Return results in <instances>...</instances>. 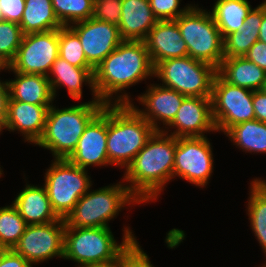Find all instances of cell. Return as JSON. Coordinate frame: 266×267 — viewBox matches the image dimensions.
Listing matches in <instances>:
<instances>
[{"mask_svg":"<svg viewBox=\"0 0 266 267\" xmlns=\"http://www.w3.org/2000/svg\"><path fill=\"white\" fill-rule=\"evenodd\" d=\"M93 74L100 101L105 105H123L134 103L124 89L154 78V67L144 41L123 40L94 68Z\"/></svg>","mask_w":266,"mask_h":267,"instance_id":"obj_1","label":"cell"},{"mask_svg":"<svg viewBox=\"0 0 266 267\" xmlns=\"http://www.w3.org/2000/svg\"><path fill=\"white\" fill-rule=\"evenodd\" d=\"M175 150L176 137L155 131L125 169L121 181L142 204L156 201L173 179Z\"/></svg>","mask_w":266,"mask_h":267,"instance_id":"obj_2","label":"cell"},{"mask_svg":"<svg viewBox=\"0 0 266 267\" xmlns=\"http://www.w3.org/2000/svg\"><path fill=\"white\" fill-rule=\"evenodd\" d=\"M123 229L122 242L117 243L110 227L65 228L63 259L76 262L78 267L118 262L139 244L130 227Z\"/></svg>","mask_w":266,"mask_h":267,"instance_id":"obj_3","label":"cell"},{"mask_svg":"<svg viewBox=\"0 0 266 267\" xmlns=\"http://www.w3.org/2000/svg\"><path fill=\"white\" fill-rule=\"evenodd\" d=\"M156 130L130 104L107 105V156L127 168Z\"/></svg>","mask_w":266,"mask_h":267,"instance_id":"obj_4","label":"cell"},{"mask_svg":"<svg viewBox=\"0 0 266 267\" xmlns=\"http://www.w3.org/2000/svg\"><path fill=\"white\" fill-rule=\"evenodd\" d=\"M105 106L101 101H88L62 109L49 107L42 137L35 144L48 149L54 159H67L75 150L89 122Z\"/></svg>","mask_w":266,"mask_h":267,"instance_id":"obj_5","label":"cell"},{"mask_svg":"<svg viewBox=\"0 0 266 267\" xmlns=\"http://www.w3.org/2000/svg\"><path fill=\"white\" fill-rule=\"evenodd\" d=\"M90 189L64 218L65 228L110 227L108 222L127 205L132 207L134 204H142L124 181L92 191Z\"/></svg>","mask_w":266,"mask_h":267,"instance_id":"obj_6","label":"cell"},{"mask_svg":"<svg viewBox=\"0 0 266 267\" xmlns=\"http://www.w3.org/2000/svg\"><path fill=\"white\" fill-rule=\"evenodd\" d=\"M192 5L175 21L193 59L220 66L224 59V40L210 11Z\"/></svg>","mask_w":266,"mask_h":267,"instance_id":"obj_7","label":"cell"},{"mask_svg":"<svg viewBox=\"0 0 266 267\" xmlns=\"http://www.w3.org/2000/svg\"><path fill=\"white\" fill-rule=\"evenodd\" d=\"M217 68L190 56L170 58L154 67V78L184 96L211 97Z\"/></svg>","mask_w":266,"mask_h":267,"instance_id":"obj_8","label":"cell"},{"mask_svg":"<svg viewBox=\"0 0 266 267\" xmlns=\"http://www.w3.org/2000/svg\"><path fill=\"white\" fill-rule=\"evenodd\" d=\"M46 170L43 185L53 210L64 219L92 187V180L88 170L72 164L67 159H53Z\"/></svg>","mask_w":266,"mask_h":267,"instance_id":"obj_9","label":"cell"},{"mask_svg":"<svg viewBox=\"0 0 266 267\" xmlns=\"http://www.w3.org/2000/svg\"><path fill=\"white\" fill-rule=\"evenodd\" d=\"M211 107L216 131L224 134L236 124L255 119L253 91L231 85L218 74L213 81Z\"/></svg>","mask_w":266,"mask_h":267,"instance_id":"obj_10","label":"cell"},{"mask_svg":"<svg viewBox=\"0 0 266 267\" xmlns=\"http://www.w3.org/2000/svg\"><path fill=\"white\" fill-rule=\"evenodd\" d=\"M212 150L207 136L176 138L173 178L177 176L199 188H206L214 170Z\"/></svg>","mask_w":266,"mask_h":267,"instance_id":"obj_11","label":"cell"},{"mask_svg":"<svg viewBox=\"0 0 266 267\" xmlns=\"http://www.w3.org/2000/svg\"><path fill=\"white\" fill-rule=\"evenodd\" d=\"M65 220L27 225L13 250L28 262L38 265L53 257L63 259Z\"/></svg>","mask_w":266,"mask_h":267,"instance_id":"obj_12","label":"cell"},{"mask_svg":"<svg viewBox=\"0 0 266 267\" xmlns=\"http://www.w3.org/2000/svg\"><path fill=\"white\" fill-rule=\"evenodd\" d=\"M58 48V29L25 34L15 59L8 66L14 72L47 77L59 56Z\"/></svg>","mask_w":266,"mask_h":267,"instance_id":"obj_13","label":"cell"},{"mask_svg":"<svg viewBox=\"0 0 266 267\" xmlns=\"http://www.w3.org/2000/svg\"><path fill=\"white\" fill-rule=\"evenodd\" d=\"M78 37L87 62L96 68L123 41L118 26L91 17L68 26Z\"/></svg>","mask_w":266,"mask_h":267,"instance_id":"obj_14","label":"cell"},{"mask_svg":"<svg viewBox=\"0 0 266 267\" xmlns=\"http://www.w3.org/2000/svg\"><path fill=\"white\" fill-rule=\"evenodd\" d=\"M67 160L85 170L92 165H111L107 156V105L86 126Z\"/></svg>","mask_w":266,"mask_h":267,"instance_id":"obj_15","label":"cell"},{"mask_svg":"<svg viewBox=\"0 0 266 267\" xmlns=\"http://www.w3.org/2000/svg\"><path fill=\"white\" fill-rule=\"evenodd\" d=\"M213 131L217 132L212 118L211 97L191 96L184 98L173 121L163 130L176 138L204 137V133Z\"/></svg>","mask_w":266,"mask_h":267,"instance_id":"obj_16","label":"cell"},{"mask_svg":"<svg viewBox=\"0 0 266 267\" xmlns=\"http://www.w3.org/2000/svg\"><path fill=\"white\" fill-rule=\"evenodd\" d=\"M148 88V89H147ZM145 93L138 95L136 100L144 109L130 105L144 117L156 131H163L174 119L186 96L160 84H149ZM159 121V122H158ZM163 123V128L159 127ZM159 124V125H158Z\"/></svg>","mask_w":266,"mask_h":267,"instance_id":"obj_17","label":"cell"},{"mask_svg":"<svg viewBox=\"0 0 266 267\" xmlns=\"http://www.w3.org/2000/svg\"><path fill=\"white\" fill-rule=\"evenodd\" d=\"M153 67L170 58L188 56V48L175 20L157 21L144 40Z\"/></svg>","mask_w":266,"mask_h":267,"instance_id":"obj_18","label":"cell"},{"mask_svg":"<svg viewBox=\"0 0 266 267\" xmlns=\"http://www.w3.org/2000/svg\"><path fill=\"white\" fill-rule=\"evenodd\" d=\"M49 107L9 99L4 129L18 131L25 143L36 144L43 135Z\"/></svg>","mask_w":266,"mask_h":267,"instance_id":"obj_19","label":"cell"},{"mask_svg":"<svg viewBox=\"0 0 266 267\" xmlns=\"http://www.w3.org/2000/svg\"><path fill=\"white\" fill-rule=\"evenodd\" d=\"M93 73V67H76L58 56L47 75L54 98L57 96V90L60 89V87L63 88V86H65L72 99L81 100L83 85L88 84L93 95L91 100L100 101L95 91Z\"/></svg>","mask_w":266,"mask_h":267,"instance_id":"obj_20","label":"cell"},{"mask_svg":"<svg viewBox=\"0 0 266 267\" xmlns=\"http://www.w3.org/2000/svg\"><path fill=\"white\" fill-rule=\"evenodd\" d=\"M12 204L27 225L46 224L62 219L53 210L44 185L40 187L26 182L25 188Z\"/></svg>","mask_w":266,"mask_h":267,"instance_id":"obj_21","label":"cell"},{"mask_svg":"<svg viewBox=\"0 0 266 267\" xmlns=\"http://www.w3.org/2000/svg\"><path fill=\"white\" fill-rule=\"evenodd\" d=\"M157 21L149 0H122L118 25L122 40L144 41Z\"/></svg>","mask_w":266,"mask_h":267,"instance_id":"obj_22","label":"cell"},{"mask_svg":"<svg viewBox=\"0 0 266 267\" xmlns=\"http://www.w3.org/2000/svg\"><path fill=\"white\" fill-rule=\"evenodd\" d=\"M4 70L15 74L13 80L12 78L7 80L9 99L41 106L53 104L55 98L46 76L14 72L9 66H6Z\"/></svg>","mask_w":266,"mask_h":267,"instance_id":"obj_23","label":"cell"},{"mask_svg":"<svg viewBox=\"0 0 266 267\" xmlns=\"http://www.w3.org/2000/svg\"><path fill=\"white\" fill-rule=\"evenodd\" d=\"M217 74L227 83L252 91L260 90L266 79V71L242 57L224 58Z\"/></svg>","mask_w":266,"mask_h":267,"instance_id":"obj_24","label":"cell"},{"mask_svg":"<svg viewBox=\"0 0 266 267\" xmlns=\"http://www.w3.org/2000/svg\"><path fill=\"white\" fill-rule=\"evenodd\" d=\"M263 17V5L252 8L245 18L244 25L223 38L224 58L242 57L258 41Z\"/></svg>","mask_w":266,"mask_h":267,"instance_id":"obj_25","label":"cell"},{"mask_svg":"<svg viewBox=\"0 0 266 267\" xmlns=\"http://www.w3.org/2000/svg\"><path fill=\"white\" fill-rule=\"evenodd\" d=\"M19 25L24 35L63 27L54 13L51 0H25Z\"/></svg>","mask_w":266,"mask_h":267,"instance_id":"obj_26","label":"cell"},{"mask_svg":"<svg viewBox=\"0 0 266 267\" xmlns=\"http://www.w3.org/2000/svg\"><path fill=\"white\" fill-rule=\"evenodd\" d=\"M226 137L245 153L266 154V123L249 120L232 126Z\"/></svg>","mask_w":266,"mask_h":267,"instance_id":"obj_27","label":"cell"},{"mask_svg":"<svg viewBox=\"0 0 266 267\" xmlns=\"http://www.w3.org/2000/svg\"><path fill=\"white\" fill-rule=\"evenodd\" d=\"M251 9L248 0H217L210 13L224 38L244 25Z\"/></svg>","mask_w":266,"mask_h":267,"instance_id":"obj_28","label":"cell"},{"mask_svg":"<svg viewBox=\"0 0 266 267\" xmlns=\"http://www.w3.org/2000/svg\"><path fill=\"white\" fill-rule=\"evenodd\" d=\"M247 214L256 240L266 255V193L253 181L250 182Z\"/></svg>","mask_w":266,"mask_h":267,"instance_id":"obj_29","label":"cell"},{"mask_svg":"<svg viewBox=\"0 0 266 267\" xmlns=\"http://www.w3.org/2000/svg\"><path fill=\"white\" fill-rule=\"evenodd\" d=\"M27 224L13 204L0 207V249H13Z\"/></svg>","mask_w":266,"mask_h":267,"instance_id":"obj_30","label":"cell"},{"mask_svg":"<svg viewBox=\"0 0 266 267\" xmlns=\"http://www.w3.org/2000/svg\"><path fill=\"white\" fill-rule=\"evenodd\" d=\"M54 13L63 26L93 17L94 0H51Z\"/></svg>","mask_w":266,"mask_h":267,"instance_id":"obj_31","label":"cell"},{"mask_svg":"<svg viewBox=\"0 0 266 267\" xmlns=\"http://www.w3.org/2000/svg\"><path fill=\"white\" fill-rule=\"evenodd\" d=\"M58 55L76 67H92L86 59L79 37L68 27L58 29Z\"/></svg>","mask_w":266,"mask_h":267,"instance_id":"obj_32","label":"cell"},{"mask_svg":"<svg viewBox=\"0 0 266 267\" xmlns=\"http://www.w3.org/2000/svg\"><path fill=\"white\" fill-rule=\"evenodd\" d=\"M23 36L19 24L0 20V62L5 67L15 59Z\"/></svg>","mask_w":266,"mask_h":267,"instance_id":"obj_33","label":"cell"},{"mask_svg":"<svg viewBox=\"0 0 266 267\" xmlns=\"http://www.w3.org/2000/svg\"><path fill=\"white\" fill-rule=\"evenodd\" d=\"M181 0H149L150 7L158 21L175 20L185 13L193 4L180 9Z\"/></svg>","mask_w":266,"mask_h":267,"instance_id":"obj_34","label":"cell"},{"mask_svg":"<svg viewBox=\"0 0 266 267\" xmlns=\"http://www.w3.org/2000/svg\"><path fill=\"white\" fill-rule=\"evenodd\" d=\"M122 0H94L93 17L100 21L119 25Z\"/></svg>","mask_w":266,"mask_h":267,"instance_id":"obj_35","label":"cell"},{"mask_svg":"<svg viewBox=\"0 0 266 267\" xmlns=\"http://www.w3.org/2000/svg\"><path fill=\"white\" fill-rule=\"evenodd\" d=\"M25 0H0L1 20L20 24Z\"/></svg>","mask_w":266,"mask_h":267,"instance_id":"obj_36","label":"cell"},{"mask_svg":"<svg viewBox=\"0 0 266 267\" xmlns=\"http://www.w3.org/2000/svg\"><path fill=\"white\" fill-rule=\"evenodd\" d=\"M35 263L28 262L13 249H0V267H33Z\"/></svg>","mask_w":266,"mask_h":267,"instance_id":"obj_37","label":"cell"},{"mask_svg":"<svg viewBox=\"0 0 266 267\" xmlns=\"http://www.w3.org/2000/svg\"><path fill=\"white\" fill-rule=\"evenodd\" d=\"M244 57L257 64L261 69L266 71V43L258 40L255 42Z\"/></svg>","mask_w":266,"mask_h":267,"instance_id":"obj_38","label":"cell"},{"mask_svg":"<svg viewBox=\"0 0 266 267\" xmlns=\"http://www.w3.org/2000/svg\"><path fill=\"white\" fill-rule=\"evenodd\" d=\"M253 108L255 120L266 123V94L261 90L253 91Z\"/></svg>","mask_w":266,"mask_h":267,"instance_id":"obj_39","label":"cell"},{"mask_svg":"<svg viewBox=\"0 0 266 267\" xmlns=\"http://www.w3.org/2000/svg\"><path fill=\"white\" fill-rule=\"evenodd\" d=\"M9 87L7 80L0 79V121L5 124L8 115Z\"/></svg>","mask_w":266,"mask_h":267,"instance_id":"obj_40","label":"cell"},{"mask_svg":"<svg viewBox=\"0 0 266 267\" xmlns=\"http://www.w3.org/2000/svg\"><path fill=\"white\" fill-rule=\"evenodd\" d=\"M142 252L143 249L141 246L136 244L120 261L108 265L91 267H128Z\"/></svg>","mask_w":266,"mask_h":267,"instance_id":"obj_41","label":"cell"},{"mask_svg":"<svg viewBox=\"0 0 266 267\" xmlns=\"http://www.w3.org/2000/svg\"><path fill=\"white\" fill-rule=\"evenodd\" d=\"M128 267H154L146 252H142Z\"/></svg>","mask_w":266,"mask_h":267,"instance_id":"obj_42","label":"cell"},{"mask_svg":"<svg viewBox=\"0 0 266 267\" xmlns=\"http://www.w3.org/2000/svg\"><path fill=\"white\" fill-rule=\"evenodd\" d=\"M258 40L266 43V9L264 6H263V17H262L261 26L259 29Z\"/></svg>","mask_w":266,"mask_h":267,"instance_id":"obj_43","label":"cell"},{"mask_svg":"<svg viewBox=\"0 0 266 267\" xmlns=\"http://www.w3.org/2000/svg\"><path fill=\"white\" fill-rule=\"evenodd\" d=\"M252 181L266 193V180L256 177Z\"/></svg>","mask_w":266,"mask_h":267,"instance_id":"obj_44","label":"cell"},{"mask_svg":"<svg viewBox=\"0 0 266 267\" xmlns=\"http://www.w3.org/2000/svg\"><path fill=\"white\" fill-rule=\"evenodd\" d=\"M260 90H261L263 93L266 94V79L264 80L263 85H262V87H261Z\"/></svg>","mask_w":266,"mask_h":267,"instance_id":"obj_45","label":"cell"},{"mask_svg":"<svg viewBox=\"0 0 266 267\" xmlns=\"http://www.w3.org/2000/svg\"><path fill=\"white\" fill-rule=\"evenodd\" d=\"M2 130H5L4 124L0 121V134H2Z\"/></svg>","mask_w":266,"mask_h":267,"instance_id":"obj_46","label":"cell"},{"mask_svg":"<svg viewBox=\"0 0 266 267\" xmlns=\"http://www.w3.org/2000/svg\"><path fill=\"white\" fill-rule=\"evenodd\" d=\"M5 66L4 65H0V72H2V70L4 71Z\"/></svg>","mask_w":266,"mask_h":267,"instance_id":"obj_47","label":"cell"},{"mask_svg":"<svg viewBox=\"0 0 266 267\" xmlns=\"http://www.w3.org/2000/svg\"><path fill=\"white\" fill-rule=\"evenodd\" d=\"M261 4H262V5L265 7V9H266V0H264Z\"/></svg>","mask_w":266,"mask_h":267,"instance_id":"obj_48","label":"cell"},{"mask_svg":"<svg viewBox=\"0 0 266 267\" xmlns=\"http://www.w3.org/2000/svg\"><path fill=\"white\" fill-rule=\"evenodd\" d=\"M3 170L1 169V167H0V177H2L3 176Z\"/></svg>","mask_w":266,"mask_h":267,"instance_id":"obj_49","label":"cell"}]
</instances>
